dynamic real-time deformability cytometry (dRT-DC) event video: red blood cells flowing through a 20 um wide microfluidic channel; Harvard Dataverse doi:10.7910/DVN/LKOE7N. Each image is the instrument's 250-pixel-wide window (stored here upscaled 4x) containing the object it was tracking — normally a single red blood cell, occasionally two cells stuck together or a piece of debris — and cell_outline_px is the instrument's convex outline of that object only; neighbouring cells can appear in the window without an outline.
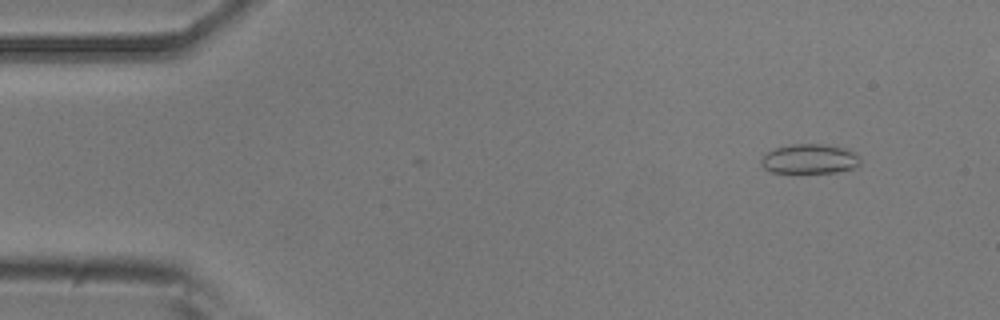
{"species": "common noctule bat (a hibernating species)", "species_latin": "Nyctalus noctula", "temperature_condition": "room temperature", "stored_images_in_passage": 27, "segment_of_instrument_passage": [1, 2], "camera_frame_rate_fps": 3000, "um_per_image_px": 0.085, "animal": {"sex": "male", "body_mass_g": 20.5, "forearm_length_mm": 52.5}, "frame": {"image": 1, "passage_image": 5, "time_ms": 1.333, "image_size_px": [1000, 320], "cell_outline_px": [[860, 164], [856, 168], [836, 172], [772, 172], [764, 168], [760, 164], [760, 160], [768, 152], [776, 148], [792, 144], [824, 144], [844, 148], [860, 156]], "centroid_in_image_um": [68.84, 13.51], "position_along_channel_um": 16.2, "area_um2": 16.99}}
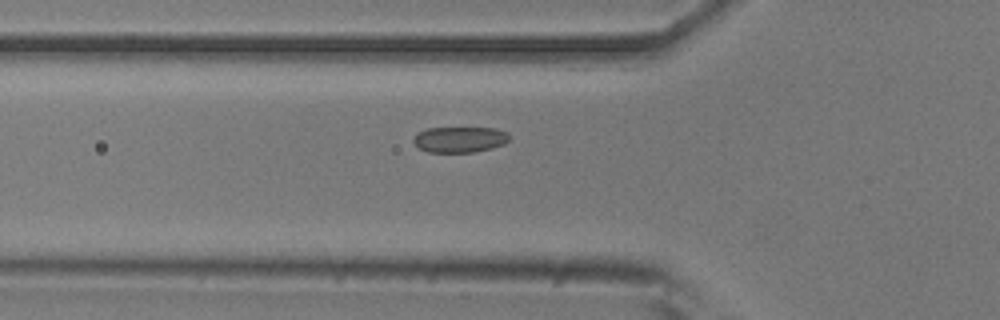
{"frame": {"image": 2, "passage_image": 20, "time_ms": 6.333, "image_size_px": [1000, 320], "cell_outline_px": [[508, 140], [504, 144], [492, 148], [472, 152], [428, 152], [420, 148], [412, 140], [416, 132], [428, 128], [496, 128], [508, 132]], "centroid_in_image_um": [39.07, 11.85], "position_along_channel_um": 86.7, "area_um2": 14.39}}
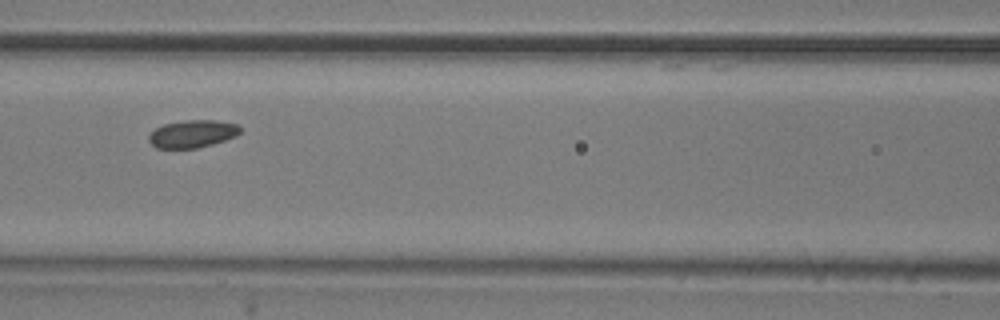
{"frame": {"image": 3, "passage_image": 25, "time_ms": 8.0, "image_size_px": [1000, 320], "cell_outline_px": [[240, 132], [236, 136], [212, 144], [196, 148], [156, 148], [148, 140], [148, 136], [156, 128], [164, 124], [188, 120], [216, 120], [240, 124]], "centroid_in_image_um": [16.38, 11.37], "position_along_channel_um": 150.2, "area_um2": 14.62}}